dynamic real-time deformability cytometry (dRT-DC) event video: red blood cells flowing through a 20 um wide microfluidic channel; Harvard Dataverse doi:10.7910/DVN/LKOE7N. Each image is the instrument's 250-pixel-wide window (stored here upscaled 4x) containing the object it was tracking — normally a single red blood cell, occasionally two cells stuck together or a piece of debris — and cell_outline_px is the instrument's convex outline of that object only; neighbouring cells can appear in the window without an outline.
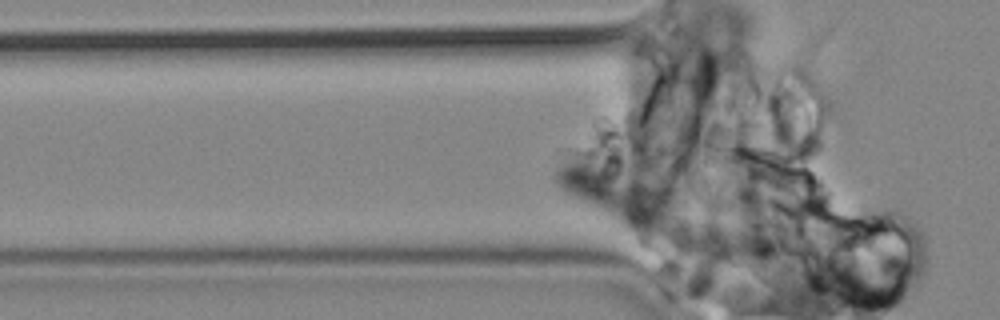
{"species": "common noctule bat (a hibernating species)", "species_latin": "Nyctalus noctula", "temperature_condition": "cold", "stored_images_in_passage": 80, "camera_frame_rate_fps": 3000, "um_per_image_px": 0.085, "animal": {"sex": "male", "body_mass_g": 19.2, "forearm_length_mm": 51.8}, "frame": {"image": 1, "passage_image": 23, "time_ms": 7.333, "image_size_px": [1000, 320], "cell_outline_px": [[648, 216], [636, 228], [632, 228], [624, 224], [564, 192], [552, 180], [552, 172], [560, 160], [580, 148], [588, 148], [616, 152], [624, 160], [648, 212]], "centroid_in_image_um": [51.15, 15.67], "position_along_channel_um": 74.7, "area_um2": 33.18}}
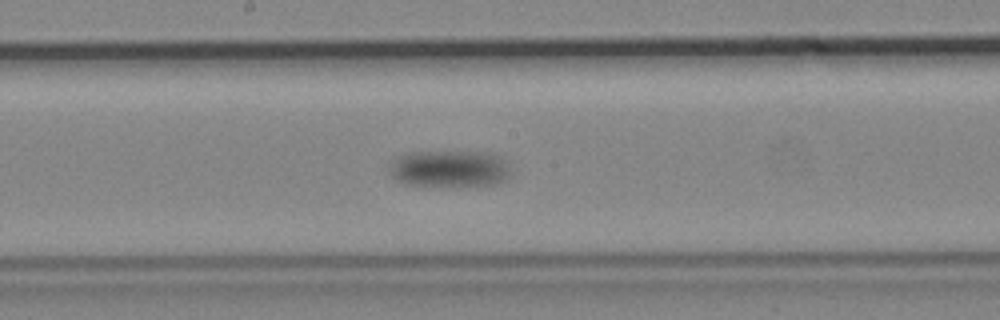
{"frame": {"image": 2, "passage_image": 41, "time_ms": 13.333, "image_size_px": [1000, 320], "cell_outline_px": [[512, 172], [508, 180], [496, 184], [408, 184], [392, 176], [392, 160], [396, 156], [408, 152], [492, 152], [500, 156], [508, 164]], "centroid_in_image_um": [38.3, 14.29], "position_along_channel_um": 209.9, "area_um2": 25.49}}
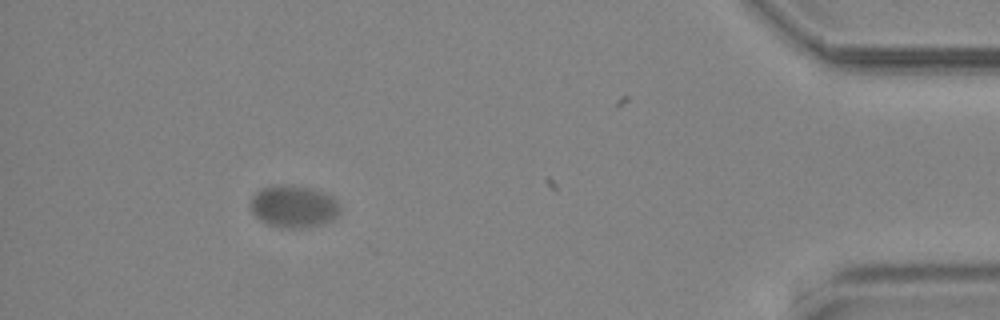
{"frame": {"image": 3, "passage_image": 72, "time_ms": 23.667, "image_size_px": [1000, 320], "cell_outline_px": [[340, 212], [332, 220], [320, 224], [300, 228], [280, 228], [268, 224], [260, 220], [252, 212], [248, 204], [252, 196], [260, 188], [280, 184], [288, 184], [308, 188], [332, 196], [340, 204]], "centroid_in_image_um": [24.92, 17.55], "position_along_channel_um": 410.3, "area_um2": 22.14}}